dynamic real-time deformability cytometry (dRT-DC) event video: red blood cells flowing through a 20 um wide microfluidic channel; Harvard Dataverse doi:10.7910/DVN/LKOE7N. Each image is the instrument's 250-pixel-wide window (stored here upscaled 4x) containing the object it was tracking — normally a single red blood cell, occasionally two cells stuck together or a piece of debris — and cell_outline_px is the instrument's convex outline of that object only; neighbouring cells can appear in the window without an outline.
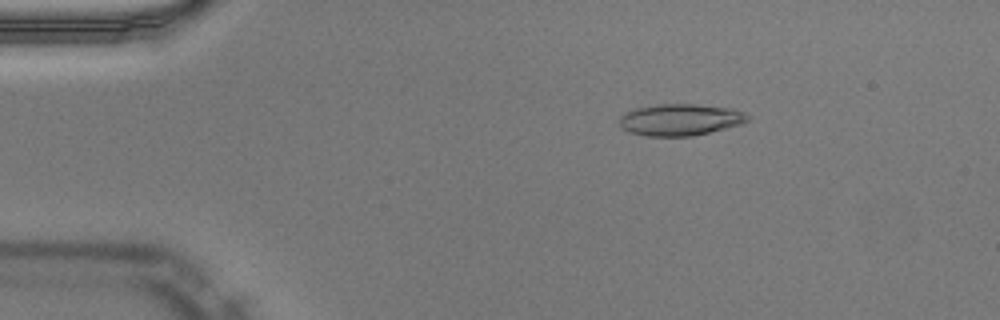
{"species": "Egyptian fruit bat (a non-hibernating species)", "species_latin": "Rousettus aegyptiacus", "temperature_condition": "warm", "stored_images_in_passage": 51, "camera_frame_rate_fps": 3000, "um_per_image_px": 0.085, "animal": {"sex": "male"}, "frame": {"image": 1, "passage_image": 9, "time_ms": 2.667, "image_size_px": [1000, 320], "cell_outline_px": [[748, 120], [740, 124], [692, 136], [644, 136], [628, 132], [620, 124], [620, 116], [624, 112], [636, 108], [656, 104], [696, 104], [732, 108], [744, 112], [748, 116]], "centroid_in_image_um": [57.78, 10.17], "position_along_channel_um": 27.2, "area_um2": 23.58}}
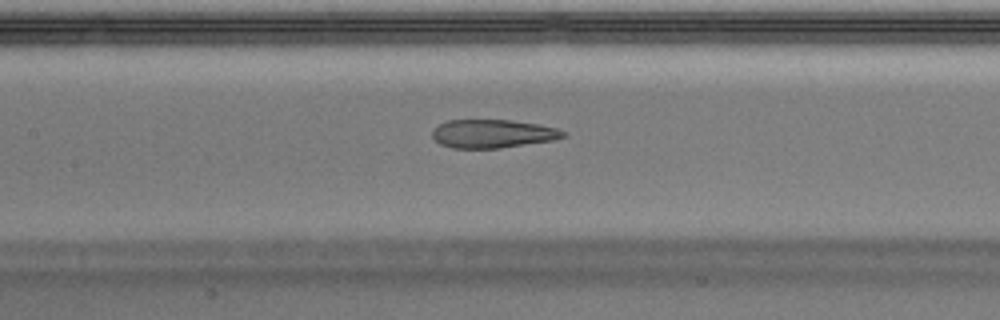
{"frame": {"image": 2, "passage_image": 24, "time_ms": 7.667, "image_size_px": [1000, 320], "cell_outline_px": [[568, 136], [552, 140], [500, 148], [452, 148], [440, 144], [432, 136], [432, 128], [448, 120], [512, 120], [540, 124], [556, 128], [568, 132]], "centroid_in_image_um": [41.9, 11.36], "position_along_channel_um": 165.5, "area_um2": 21.79}}
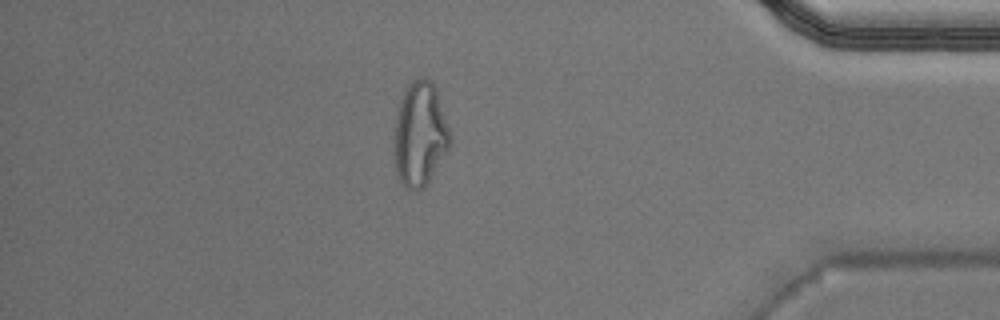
{"frame": {"image": 3, "passage_image": 44, "time_ms": 14.333, "image_size_px": [1000, 320], "cell_outline_px": [[452, 144], [424, 188], [416, 192], [408, 188], [400, 180], [396, 172], [396, 116], [404, 92], [408, 84], [412, 80], [420, 76], [424, 76], [436, 88], [452, 136]], "centroid_in_image_um": [35.75, 11.41], "position_along_channel_um": 399.5, "area_um2": 33.58}, "authors_computed_cell_mechanics": {"area_um2": 23.7558, "velocity_mm_per_s": 4.0248, "shape_relaxation_time_tau1_ms": null, "shape_relaxation_time_tau2_ms": 1.823, "deformation_change_tau1": null, "deformation_change_tau2": 0.1057}}